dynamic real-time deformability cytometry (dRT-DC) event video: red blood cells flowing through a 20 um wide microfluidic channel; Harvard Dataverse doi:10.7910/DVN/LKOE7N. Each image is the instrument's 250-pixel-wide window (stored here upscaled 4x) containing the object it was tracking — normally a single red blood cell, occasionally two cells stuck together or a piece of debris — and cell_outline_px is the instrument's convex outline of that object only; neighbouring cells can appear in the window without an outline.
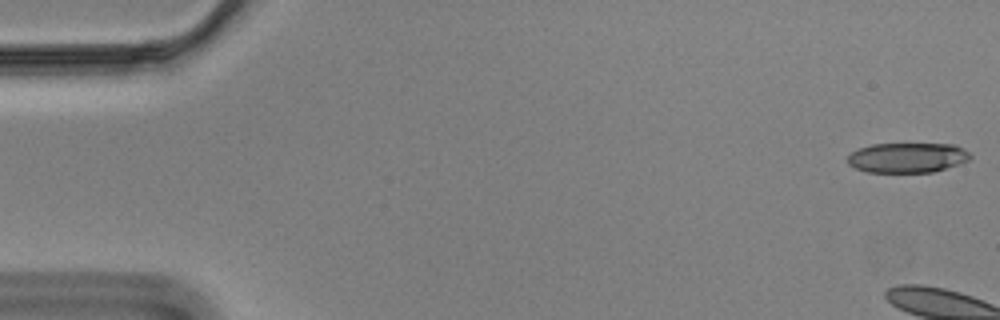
{"species": "Egyptian fruit bat (a non-hibernating species)", "species_latin": "Rousettus aegyptiacus", "temperature_condition": "cold", "stored_images_in_passage": 10, "camera_frame_rate_fps": 3000, "um_per_image_px": 0.085, "animal": {"sex": "male"}, "frame": {"image": 1, "passage_image": 1, "time_ms": 0.0, "image_size_px": [1000, 320], "cell_outline_px": [[972, 156], [968, 160], [932, 172], [868, 172], [856, 168], [848, 164], [848, 156], [852, 152], [860, 148], [872, 144], [956, 144], [964, 148]], "centroid_in_image_um": [77.13, 13.39], "position_along_channel_um": 7.9, "area_um2": 21.21}}